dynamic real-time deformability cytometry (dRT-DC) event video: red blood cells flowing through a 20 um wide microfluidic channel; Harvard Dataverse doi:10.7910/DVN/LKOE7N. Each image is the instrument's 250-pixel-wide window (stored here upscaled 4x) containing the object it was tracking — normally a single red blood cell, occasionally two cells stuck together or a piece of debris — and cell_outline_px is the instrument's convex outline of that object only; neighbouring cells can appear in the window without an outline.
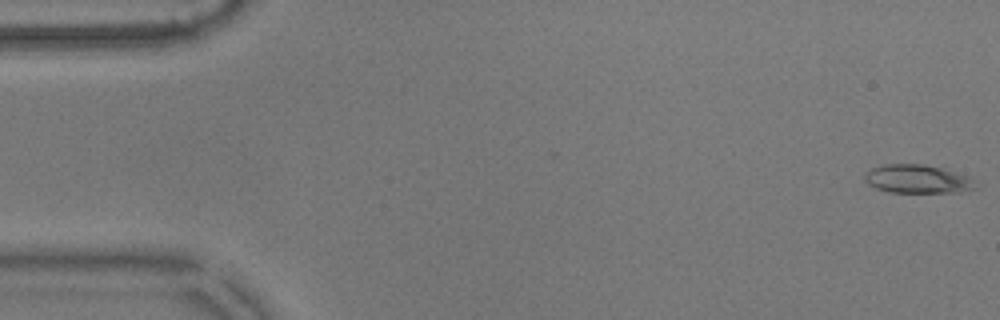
{"species": "common noctule bat (a hibernating species)", "species_latin": "Nyctalus noctula", "temperature_condition": "warm", "stored_images_in_passage": 18, "camera_frame_rate_fps": 3000, "um_per_image_px": 0.085, "animal": {"sex": "male", "body_mass_g": 17.9}, "frame": {"image": 1, "passage_image": 1, "time_ms": 0.0, "image_size_px": [1000, 320], "cell_outline_px": [[980, 188], [956, 192], [888, 192], [876, 188], [868, 184], [864, 180], [864, 172], [872, 168], [884, 164], [924, 164], [940, 168], [968, 176]], "centroid_in_image_um": [77.95, 15.22], "position_along_channel_um": 7.0, "area_um2": 18.38}}
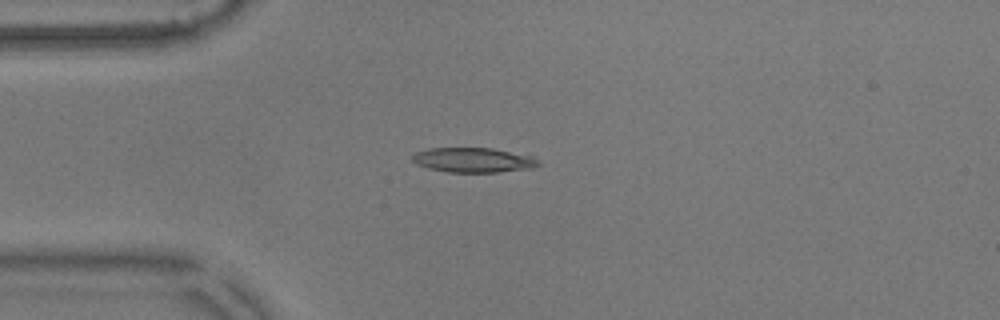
{"frame": {"image": 2, "passage_image": 14, "time_ms": 4.333, "image_size_px": [1000, 320], "cell_outline_px": [[540, 164], [532, 168], [496, 172], [448, 172], [428, 168], [416, 164], [412, 160], [412, 156], [416, 152], [428, 148], [492, 148], [532, 156]], "centroid_in_image_um": [40.19, 13.6], "position_along_channel_um": 44.8, "area_um2": 18.03}}